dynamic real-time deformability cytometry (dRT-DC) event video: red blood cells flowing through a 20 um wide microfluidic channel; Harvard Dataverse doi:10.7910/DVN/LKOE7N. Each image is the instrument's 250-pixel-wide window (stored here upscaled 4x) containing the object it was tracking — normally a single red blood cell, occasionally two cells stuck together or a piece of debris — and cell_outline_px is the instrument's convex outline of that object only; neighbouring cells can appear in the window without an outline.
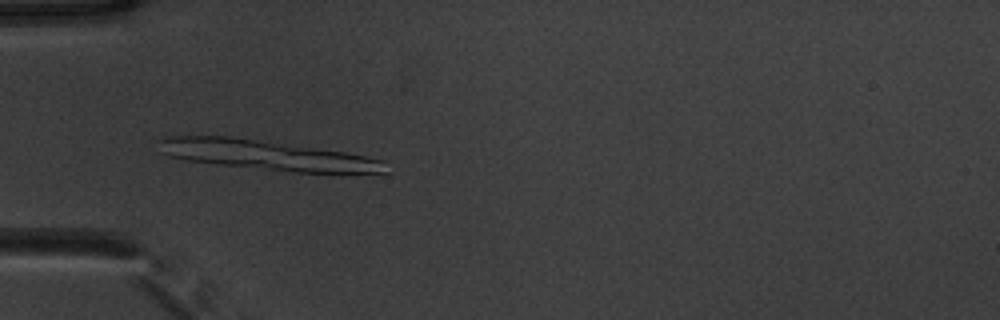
{"species": "common noctule bat (a hibernating species)", "species_latin": "Nyctalus noctula", "temperature_condition": "warm", "stored_images_in_passage": 52, "segment_of_instrument_passage": [1, 2], "camera_frame_rate_fps": 3000, "um_per_image_px": 0.085, "animal": {"sex": "male", "body_mass_g": 20.1, "forearm_length_mm": 53.5}, "frame": {"image": 1, "passage_image": 17, "time_ms": 5.333, "image_size_px": [1000, 320], "cell_outline_px": [[388, 172], [296, 172], [220, 164], [188, 160], [172, 156], [160, 152], [156, 140], [168, 136], [228, 136], [344, 152], [384, 160]], "centroid_in_image_um": [22.63, 13.17], "position_along_channel_um": 62.4, "area_um2": 38.38}}